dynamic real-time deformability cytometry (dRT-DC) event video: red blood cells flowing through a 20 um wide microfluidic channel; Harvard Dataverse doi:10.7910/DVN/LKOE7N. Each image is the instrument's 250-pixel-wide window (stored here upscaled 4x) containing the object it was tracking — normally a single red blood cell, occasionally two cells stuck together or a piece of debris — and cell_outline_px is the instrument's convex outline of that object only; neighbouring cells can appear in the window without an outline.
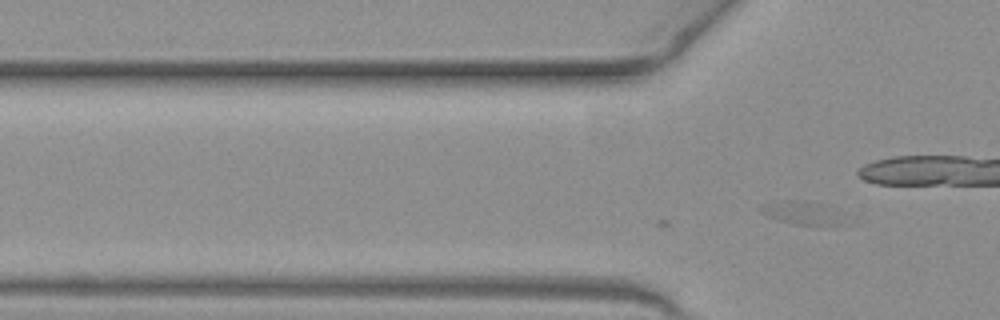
{"species": "common noctule bat (a hibernating species)", "species_latin": "Nyctalus noctula", "temperature_condition": "warm", "stored_images_in_passage": 11, "segment_of_instrument_passage": [2, 2], "camera_frame_rate_fps": 3000, "um_per_image_px": 0.085, "animal": {"sex": "female", "body_mass_g": 19.3, "forearm_length_mm": 54.1}, "frame": {"image": 1, "passage_image": 11, "time_ms": 3.333, "image_size_px": [1000, 320], "cell_outline_px": [[844, 224], [792, 224], [768, 216], [760, 212], [760, 204], [776, 200], [804, 200], [828, 204]], "centroid_in_image_um": [68.05, 18.03], "position_along_channel_um": 57.8, "area_um2": 11.1}}